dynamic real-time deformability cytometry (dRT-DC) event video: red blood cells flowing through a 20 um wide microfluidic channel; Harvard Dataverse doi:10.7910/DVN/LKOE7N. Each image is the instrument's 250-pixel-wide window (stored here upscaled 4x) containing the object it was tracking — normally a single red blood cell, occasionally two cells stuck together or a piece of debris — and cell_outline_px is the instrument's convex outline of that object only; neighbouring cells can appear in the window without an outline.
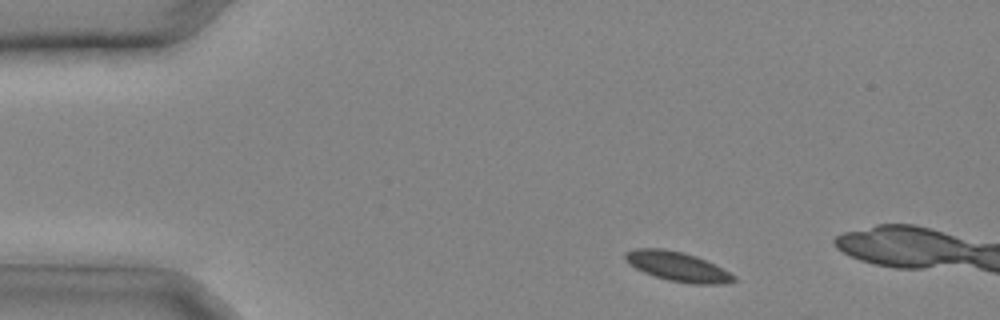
{"species": "common noctule bat (a hibernating species)", "species_latin": "Nyctalus noctula", "temperature_condition": "cold", "stored_images_in_passage": 4, "camera_frame_rate_fps": 3000, "um_per_image_px": 0.085, "animal": {"sex": "male", "body_mass_g": 20.4}, "frame": {"image": 1, "passage_image": 1, "time_ms": 0.0, "image_size_px": [1000, 320], "cell_outline_px": [[736, 280], [724, 284], [692, 284], [668, 280], [644, 272], [636, 268], [624, 260], [624, 252], [636, 248], [664, 248], [684, 252], [696, 256], [736, 276]], "centroid_in_image_um": [57.55, 22.64], "position_along_channel_um": 27.4, "area_um2": 18.5}}